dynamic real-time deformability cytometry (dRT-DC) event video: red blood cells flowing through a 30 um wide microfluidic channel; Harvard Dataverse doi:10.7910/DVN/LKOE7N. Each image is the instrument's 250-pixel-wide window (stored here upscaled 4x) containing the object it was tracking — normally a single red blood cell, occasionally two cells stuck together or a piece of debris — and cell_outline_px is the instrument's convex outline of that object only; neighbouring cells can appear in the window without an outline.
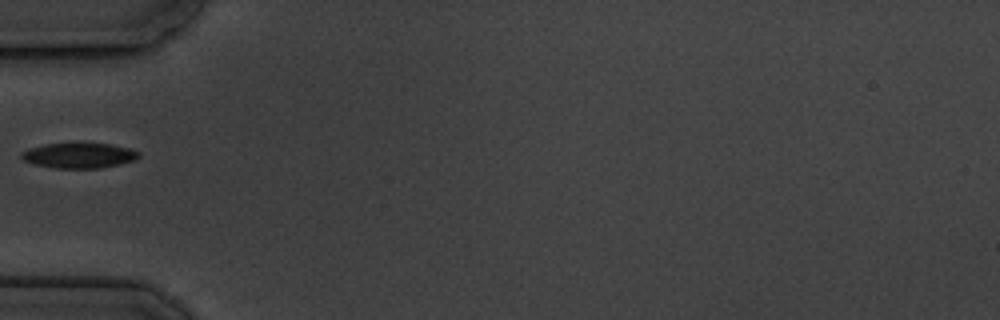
{"species": "common noctule bat (a hibernating species)", "species_latin": "Nyctalus noctula", "temperature_condition": "cold", "stored_images_in_passage": 9, "segment_of_instrument_passage": [2, 2], "camera_frame_rate_fps": 3000, "um_per_image_px": 0.085, "animal": {"sex": "male", "body_mass_g": 19.5, "forearm_length_mm": 54.6}, "frame": {"image": 1, "passage_image": 6, "time_ms": 6.0, "image_size_px": [1000, 320], "cell_outline_px": [[140, 156], [136, 160], [120, 164], [100, 168], [56, 168], [36, 164], [24, 160], [20, 156], [20, 152], [44, 144], [108, 144], [128, 148], [140, 152]], "centroid_in_image_um": [6.75, 13.23], "position_along_channel_um": 78.3, "area_um2": 16.94}}
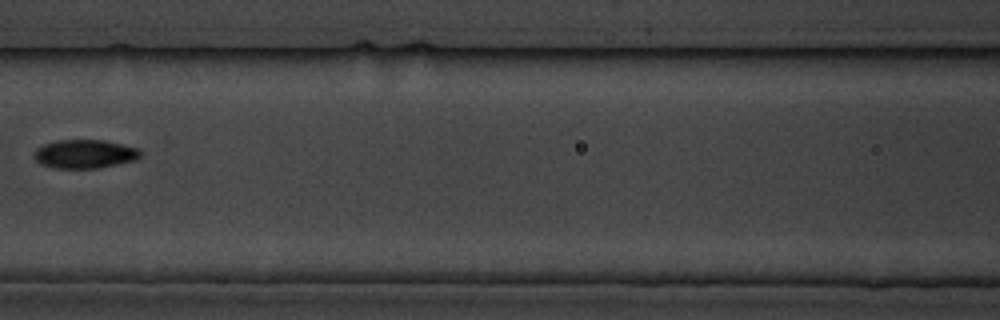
{"frame": {"image": 2, "passage_image": 8, "time_ms": 8.333, "image_size_px": [1000, 320], "cell_outline_px": [[140, 156], [136, 160], [100, 168], [52, 168], [40, 164], [32, 156], [36, 148], [44, 144], [56, 140], [104, 140], [136, 148], [140, 152]], "centroid_in_image_um": [7.15, 13.09], "position_along_channel_um": 159.5, "area_um2": 17.8}}
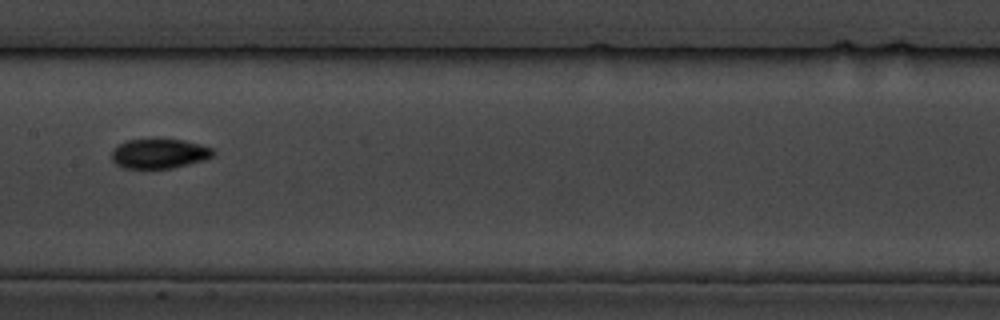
{"frame": {"image": 3, "passage_image": 9, "time_ms": 9.333, "image_size_px": [1000, 320], "cell_outline_px": [[216, 152], [212, 156], [204, 160], [172, 168], [124, 168], [116, 164], [112, 160], [112, 152], [120, 144], [128, 140], [184, 140], [200, 144], [212, 148]], "centroid_in_image_um": [13.57, 13.07], "position_along_channel_um": 193.8, "area_um2": 17.22}}